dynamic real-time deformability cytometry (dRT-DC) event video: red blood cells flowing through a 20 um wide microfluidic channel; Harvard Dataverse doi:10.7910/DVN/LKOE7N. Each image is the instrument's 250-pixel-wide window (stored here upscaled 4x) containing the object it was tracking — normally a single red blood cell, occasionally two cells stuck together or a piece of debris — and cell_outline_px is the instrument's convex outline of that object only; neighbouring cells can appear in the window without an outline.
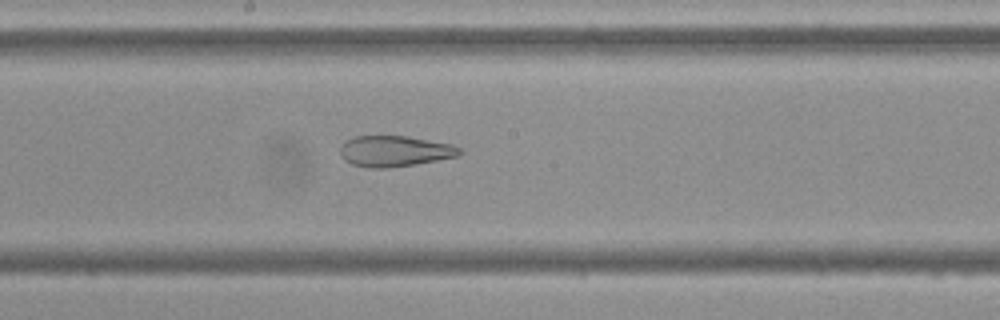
{"species": "Egyptian fruit bat (a non-hibernating species)", "species_latin": "Rousettus aegyptiacus", "temperature_condition": "cold", "stored_images_in_passage": 54, "camera_frame_rate_fps": 3000, "um_per_image_px": 0.085, "frame": {"image": 1, "passage_image": 29, "time_ms": 9.333, "image_size_px": [1000, 320], "cell_outline_px": [[464, 152], [460, 156], [416, 164], [388, 168], [372, 168], [352, 164], [344, 160], [340, 156], [340, 148], [348, 140], [356, 136], [408, 136], [452, 144], [460, 148]], "centroid_in_image_um": [33.59, 12.85], "position_along_channel_um": 214.6, "area_um2": 21.56}}
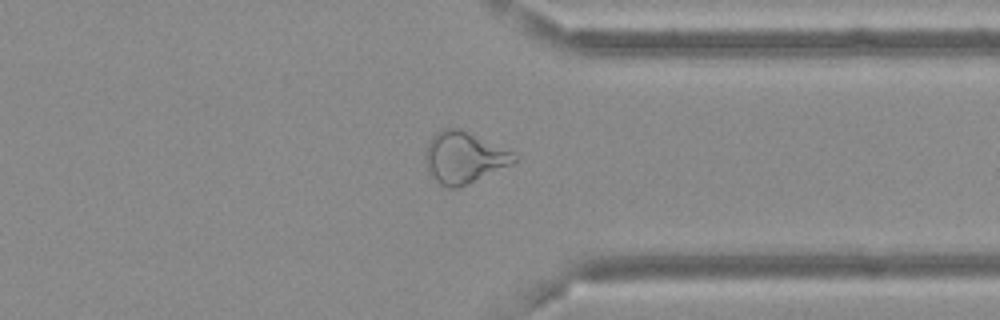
{"frame": {"image": 2, "passage_image": 42, "time_ms": 13.667, "image_size_px": [1000, 320], "cell_outline_px": [[520, 160], [512, 164], [456, 188], [448, 188], [440, 184], [428, 172], [424, 156], [428, 144], [432, 136], [436, 132], [444, 128], [460, 128], [512, 152], [520, 156]], "centroid_in_image_um": [39.43, 13.38], "position_along_channel_um": 372.0, "area_um2": 26.3}}
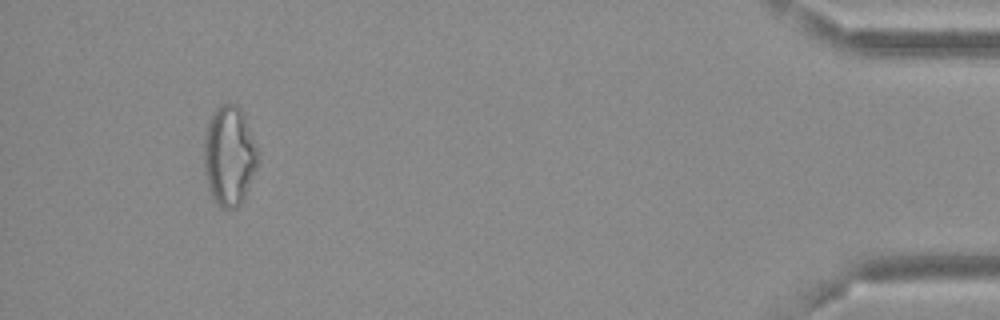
{"frame": {"image": 3, "passage_image": 51, "time_ms": 16.667, "image_size_px": [1000, 320], "cell_outline_px": [[260, 160], [244, 200], [236, 208], [224, 208], [216, 204], [208, 188], [204, 172], [204, 136], [208, 120], [212, 112], [220, 104], [236, 104], [240, 108], [260, 152]], "centroid_in_image_um": [19.49, 13.26], "position_along_channel_um": 415.7, "area_um2": 31.91}, "authors_computed_cell_mechanics": {"area_um2": 28.2931, "velocity_mm_per_s": 3.681, "shape_relaxation_time_tau1_ms": null, "shape_relaxation_time_tau2_ms": 2.6573, "deformation_change_tau1": null, "deformation_change_tau2": 0.1228}}